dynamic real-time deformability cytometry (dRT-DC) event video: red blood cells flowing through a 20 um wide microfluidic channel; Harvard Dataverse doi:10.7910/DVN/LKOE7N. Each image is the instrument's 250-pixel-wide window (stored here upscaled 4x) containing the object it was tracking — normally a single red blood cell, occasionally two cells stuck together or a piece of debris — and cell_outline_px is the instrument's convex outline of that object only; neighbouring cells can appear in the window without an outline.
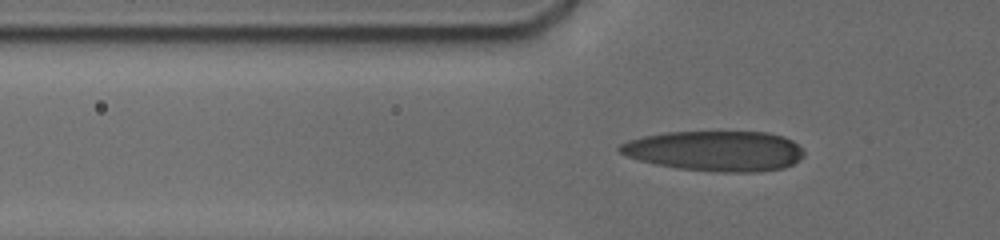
{"species": "human", "species_latin": "Homo sapiens", "temperature_condition": "cold", "stored_images_in_passage": 16, "camera_frame_rate_fps": 3000, "um_per_image_px": 0.085, "donor": {"sex": "male"}, "frame": {"image": 1, "passage_image": 12, "time_ms": 7.0, "image_size_px": [1000, 240], "cell_outline_px": [[804, 156], [792, 164], [784, 168], [756, 172], [720, 172], [680, 168], [656, 164], [640, 160], [628, 156], [620, 152], [616, 148], [620, 144], [628, 140], [644, 136], [664, 132], [768, 132], [784, 136], [792, 140], [804, 152]], "centroid_in_image_um": [60.8, 12.82], "position_along_channel_um": 65.0, "area_um2": 43.12}}
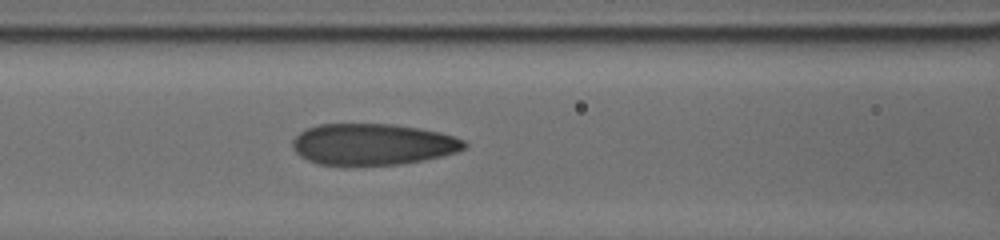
{"frame": {"image": 2, "passage_image": 16, "time_ms": 9.0, "image_size_px": [1000, 240], "cell_outline_px": [[468, 144], [464, 148], [456, 152], [424, 160], [400, 164], [316, 164], [300, 156], [292, 148], [292, 140], [304, 128], [316, 124], [392, 124], [420, 128], [440, 132], [464, 140]], "centroid_in_image_um": [31.65, 12.25], "position_along_channel_um": 134.9, "area_um2": 41.27}}